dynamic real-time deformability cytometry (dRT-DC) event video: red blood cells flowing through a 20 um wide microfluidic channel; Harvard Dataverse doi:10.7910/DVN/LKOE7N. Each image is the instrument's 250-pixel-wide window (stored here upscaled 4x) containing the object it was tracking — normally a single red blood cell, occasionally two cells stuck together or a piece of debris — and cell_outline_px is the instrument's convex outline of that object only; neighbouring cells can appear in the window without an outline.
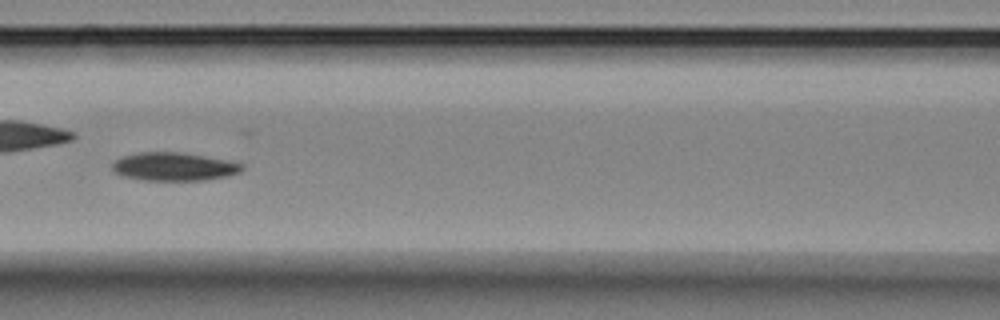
{"species": "Egyptian fruit bat (a non-hibernating species)", "species_latin": "Rousettus aegyptiacus", "temperature_condition": "room temperature", "stored_images_in_passage": 6, "camera_frame_rate_fps": 3000, "um_per_image_px": 0.085, "animal": {"sex": "female"}, "frame": {"image": 1, "passage_image": 6, "time_ms": 6.333, "image_size_px": [1000, 320], "cell_outline_px": [[244, 168], [240, 172], [228, 176], [204, 180], [140, 180], [120, 176], [112, 168], [112, 164], [116, 160], [124, 156], [136, 152], [176, 152], [204, 156], [228, 160], [244, 164]], "centroid_in_image_um": [14.79, 14.17], "position_along_channel_um": 151.8, "area_um2": 21.39}}